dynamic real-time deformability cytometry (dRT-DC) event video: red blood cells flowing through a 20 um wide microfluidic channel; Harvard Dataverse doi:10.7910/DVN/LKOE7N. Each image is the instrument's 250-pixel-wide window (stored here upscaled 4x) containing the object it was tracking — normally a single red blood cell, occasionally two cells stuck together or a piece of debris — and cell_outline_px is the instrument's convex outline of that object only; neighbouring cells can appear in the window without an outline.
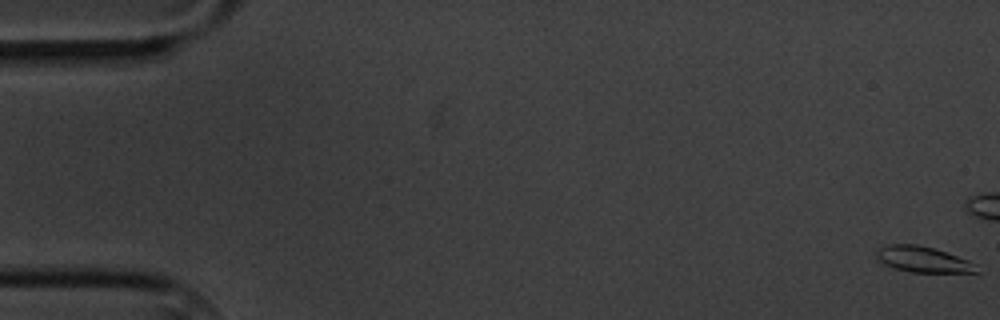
{"species": "common noctule bat (a hibernating species)", "species_latin": "Nyctalus noctula", "temperature_condition": "cold", "stored_images_in_passage": 9, "camera_frame_rate_fps": 3000, "um_per_image_px": 0.085, "animal": {"sex": "male", "body_mass_g": 20.1, "forearm_length_mm": 53.5}, "frame": {"image": 1, "passage_image": 1, "time_ms": 0.0, "image_size_px": [1000, 320], "cell_outline_px": [[980, 272], [912, 272], [896, 268], [884, 264], [876, 256], [876, 248], [888, 244], [916, 244], [932, 248], [968, 260]], "centroid_in_image_um": [78.38, 22.04], "position_along_channel_um": 6.6, "area_um2": 14.68}}
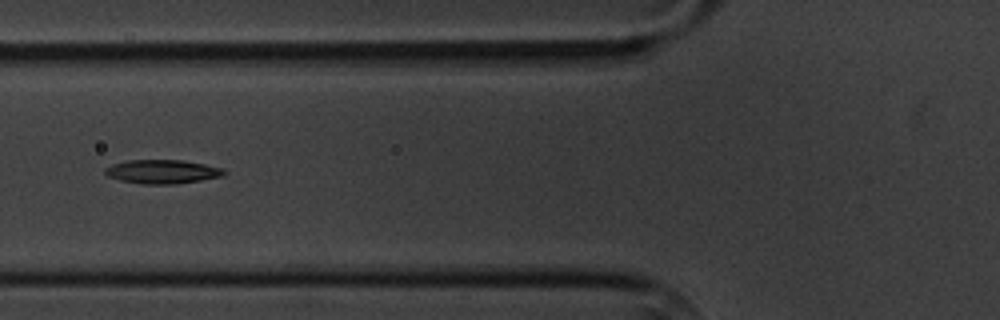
{"frame": {"image": 2, "passage_image": 8, "time_ms": 8.667, "image_size_px": [1000, 320], "cell_outline_px": [[228, 172], [224, 176], [176, 184], [140, 184], [120, 180], [108, 176], [104, 172], [104, 168], [112, 164], [128, 160], [180, 160], [204, 164], [224, 168]], "centroid_in_image_um": [13.81, 14.59], "position_along_channel_um": 112.0, "area_um2": 16.65}}
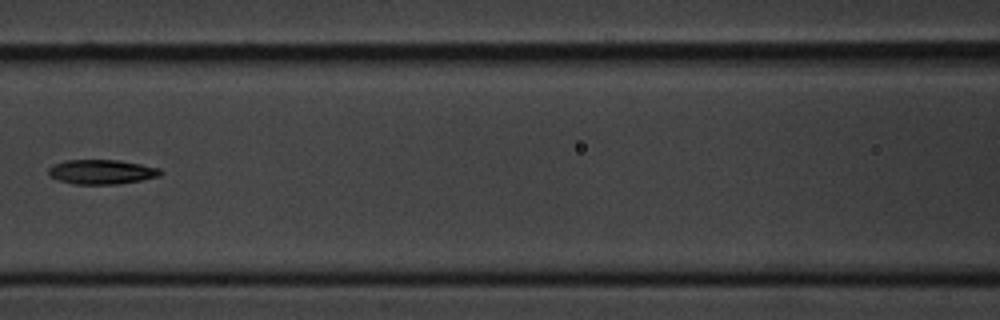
{"frame": {"image": 3, "passage_image": 9, "time_ms": 10.0, "image_size_px": [1000, 320], "cell_outline_px": [[160, 176], [140, 180], [116, 184], [76, 184], [60, 180], [48, 176], [48, 168], [52, 164], [64, 160], [120, 160], [160, 168]], "centroid_in_image_um": [8.59, 14.6], "position_along_channel_um": 158.0, "area_um2": 15.95}}